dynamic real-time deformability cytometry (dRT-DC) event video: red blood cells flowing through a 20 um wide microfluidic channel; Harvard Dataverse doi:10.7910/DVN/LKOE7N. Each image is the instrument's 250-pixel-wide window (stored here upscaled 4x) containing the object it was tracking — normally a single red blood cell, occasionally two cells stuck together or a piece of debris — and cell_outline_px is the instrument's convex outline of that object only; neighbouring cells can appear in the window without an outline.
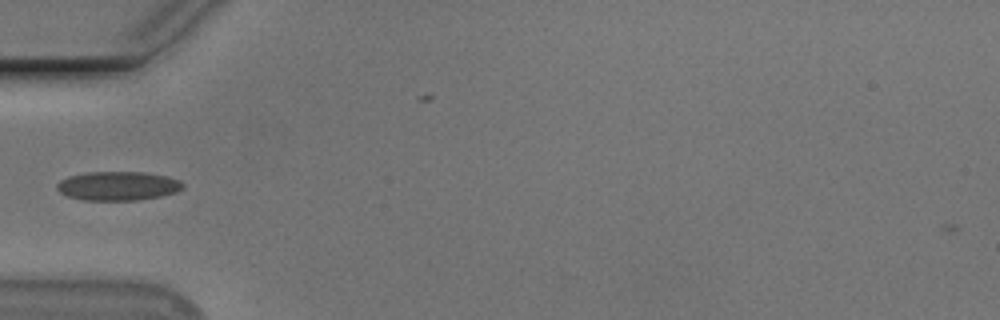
{"species": "Egyptian fruit bat (a non-hibernating species)", "species_latin": "Rousettus aegyptiacus", "temperature_condition": "cold", "stored_images_in_passage": 37, "camera_frame_rate_fps": 3000, "um_per_image_px": 0.085, "animal": {"sex": "male"}, "frame": {"image": 1, "passage_image": 1, "time_ms": 0.0, "image_size_px": [1000, 320], "cell_outline_px": [[184, 188], [176, 192], [160, 196], [136, 200], [84, 200], [68, 196], [60, 192], [56, 188], [56, 184], [60, 180], [68, 176], [88, 172], [144, 172], [164, 176], [180, 180], [184, 184]], "centroid_in_image_um": [10.01, 15.8], "position_along_channel_um": 75.0, "area_um2": 21.21}}
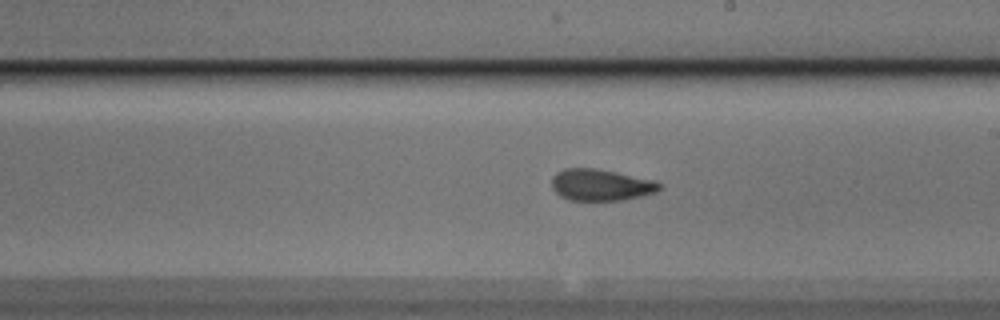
{"frame": {"image": 2, "passage_image": 14, "time_ms": 4.333, "image_size_px": [1000, 320], "cell_outline_px": [[660, 188], [656, 192], [624, 200], [568, 200], [560, 196], [552, 188], [552, 176], [556, 172], [564, 168], [592, 168], [652, 180], [660, 184]], "centroid_in_image_um": [51.0, 15.73], "position_along_channel_um": 238.0, "area_um2": 19.48}}
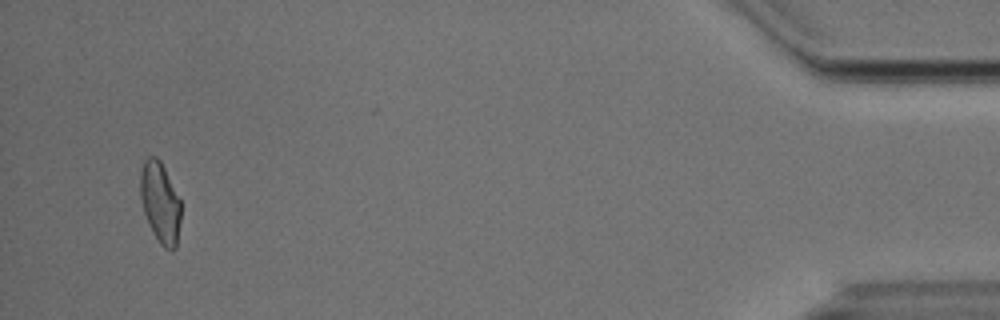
{"frame": {"image": 3, "passage_image": 35, "time_ms": 11.333, "image_size_px": [1000, 320], "cell_outline_px": [[180, 220], [176, 248], [172, 252], [164, 248], [160, 244], [144, 212], [140, 196], [140, 172], [144, 160], [148, 156], [156, 156], [160, 160], [180, 200]], "centroid_in_image_um": [13.61, 17.2], "position_along_channel_um": 421.6, "area_um2": 18.84}, "authors_computed_cell_mechanics": {"area_um2": 19.7098, "velocity_mm_per_s": 3.7546, "shape_relaxation_time_tau1_ms": null, "shape_relaxation_time_tau2_ms": 2.2996, "deformation_change_tau1": null, "deformation_change_tau2": 0.0664}}